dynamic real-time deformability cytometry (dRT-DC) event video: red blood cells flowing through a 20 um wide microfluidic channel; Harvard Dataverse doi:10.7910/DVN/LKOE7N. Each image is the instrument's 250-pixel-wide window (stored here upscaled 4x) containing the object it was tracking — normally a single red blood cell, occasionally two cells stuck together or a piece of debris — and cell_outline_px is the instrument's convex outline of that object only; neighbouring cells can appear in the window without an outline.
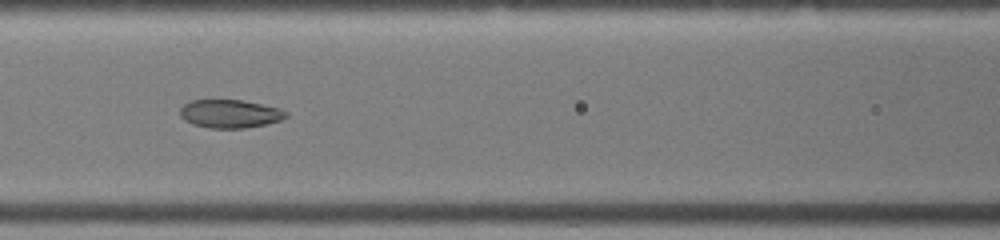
{"species": "common noctule bat (a hibernating species)", "species_latin": "Nyctalus noctula", "temperature_condition": "warm", "stored_images_in_passage": 15, "camera_frame_rate_fps": 3000, "um_per_image_px": 0.085, "animal": {"sex": "female", "body_mass_g": 19.0, "forearm_length_mm": 51.5}, "frame": {"image": 1, "passage_image": 13, "time_ms": 4.0, "image_size_px": [1000, 240], "cell_outline_px": [[288, 116], [280, 120], [264, 124], [244, 128], [208, 128], [192, 124], [184, 120], [180, 116], [180, 108], [184, 104], [192, 100], [240, 100], [280, 108], [288, 112]], "centroid_in_image_um": [19.52, 9.67], "position_along_channel_um": 147.1, "area_um2": 17.4}}